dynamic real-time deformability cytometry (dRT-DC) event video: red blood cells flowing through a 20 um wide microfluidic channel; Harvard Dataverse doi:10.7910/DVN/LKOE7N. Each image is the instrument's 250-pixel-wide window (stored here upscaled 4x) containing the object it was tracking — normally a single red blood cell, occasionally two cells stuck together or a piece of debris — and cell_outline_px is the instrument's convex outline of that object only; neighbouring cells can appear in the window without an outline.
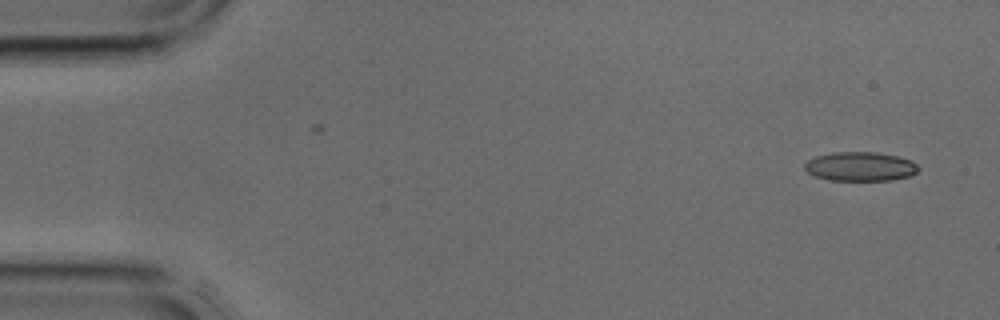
{"species": "common noctule bat (a hibernating species)", "species_latin": "Nyctalus noctula", "temperature_condition": "cold", "stored_images_in_passage": 4, "segment_of_instrument_passage": [2, 2], "camera_frame_rate_fps": 3000, "um_per_image_px": 0.085, "animal": {"sex": "male", "body_mass_g": 17.9, "forearm_length_mm": 54.2}, "frame": {"image": 1, "passage_image": 4, "time_ms": 1.0, "image_size_px": [1000, 320], "cell_outline_px": [[920, 168], [912, 176], [892, 180], [828, 180], [816, 176], [808, 172], [804, 168], [804, 164], [808, 160], [816, 156], [832, 152], [876, 152], [900, 156], [912, 160]], "centroid_in_image_um": [73.16, 14.15], "position_along_channel_um": 11.8, "area_um2": 19.48}}